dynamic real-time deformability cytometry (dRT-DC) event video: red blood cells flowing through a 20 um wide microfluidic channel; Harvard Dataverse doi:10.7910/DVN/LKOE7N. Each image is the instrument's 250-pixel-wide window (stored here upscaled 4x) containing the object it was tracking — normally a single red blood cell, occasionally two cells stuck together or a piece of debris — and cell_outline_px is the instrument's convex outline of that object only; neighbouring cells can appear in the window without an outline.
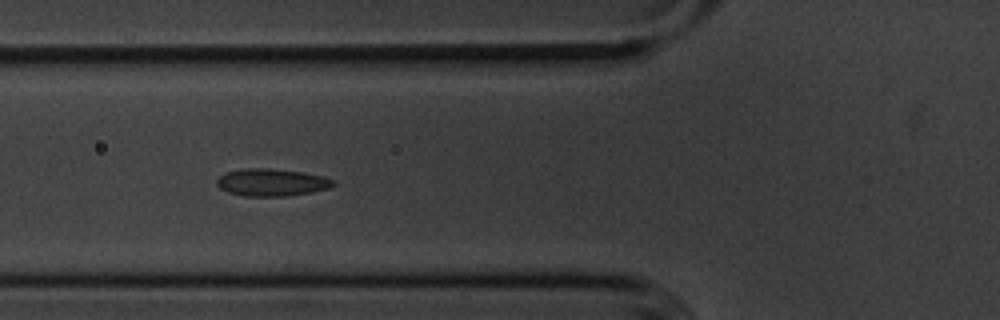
{"species": "common noctule bat (a hibernating species)", "species_latin": "Nyctalus noctula", "temperature_condition": "cold", "stored_images_in_passage": 27, "segment_of_instrument_passage": [1, 2], "camera_frame_rate_fps": 3000, "um_per_image_px": 0.085, "animal": {"sex": "male", "body_mass_g": 20.1, "forearm_length_mm": 53.5}, "frame": {"image": 1, "passage_image": 7, "time_ms": 2.0, "image_size_px": [1000, 320], "cell_outline_px": [[336, 184], [328, 188], [312, 192], [288, 196], [244, 196], [228, 192], [220, 188], [216, 184], [216, 180], [220, 176], [228, 172], [240, 168], [268, 168], [300, 172], [324, 176], [336, 180]], "centroid_in_image_um": [23.1, 15.5], "position_along_channel_um": 102.7, "area_um2": 18.61}}
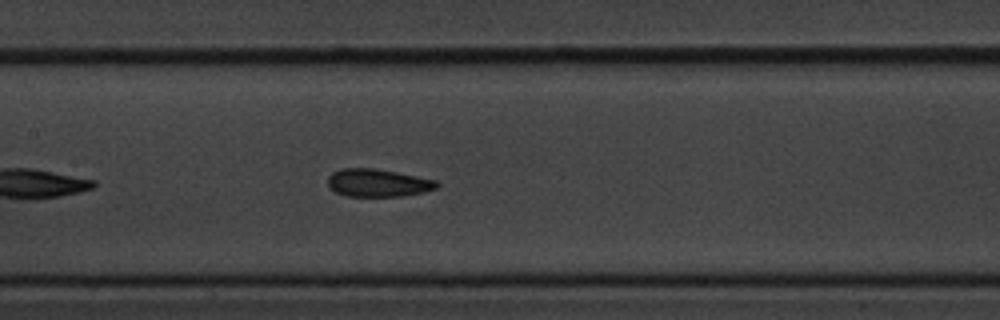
{"frame": {"image": 2, "passage_image": 13, "time_ms": 4.0, "image_size_px": [1000, 320], "cell_outline_px": [[440, 184], [436, 188], [424, 192], [404, 196], [344, 196], [336, 192], [328, 184], [328, 176], [332, 172], [340, 168], [372, 168], [396, 172], [436, 180]], "centroid_in_image_um": [32.11, 15.54], "position_along_channel_um": 175.3, "area_um2": 17.63}}
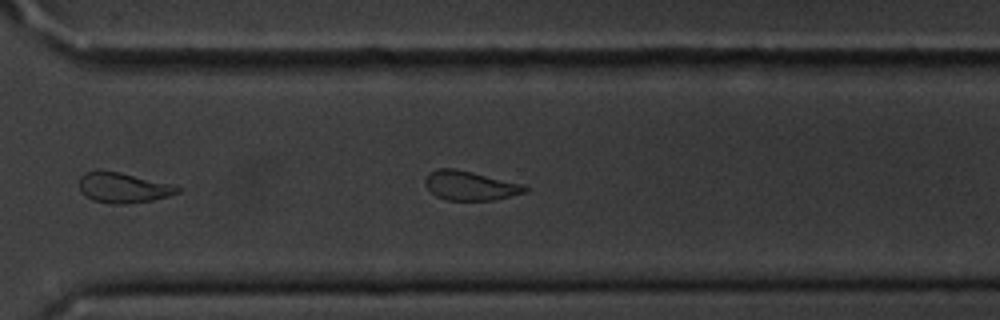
{"frame": {"image": 3, "passage_image": 26, "time_ms": 8.333, "image_size_px": [1000, 320], "cell_outline_px": [[184, 188], [180, 192], [168, 196], [152, 200], [124, 204], [112, 204], [92, 200], [84, 196], [80, 188], [80, 176], [84, 172], [116, 172], [168, 184]], "centroid_in_image_um": [10.46, 15.99], "position_along_channel_um": 360.1, "area_um2": 16.76}}